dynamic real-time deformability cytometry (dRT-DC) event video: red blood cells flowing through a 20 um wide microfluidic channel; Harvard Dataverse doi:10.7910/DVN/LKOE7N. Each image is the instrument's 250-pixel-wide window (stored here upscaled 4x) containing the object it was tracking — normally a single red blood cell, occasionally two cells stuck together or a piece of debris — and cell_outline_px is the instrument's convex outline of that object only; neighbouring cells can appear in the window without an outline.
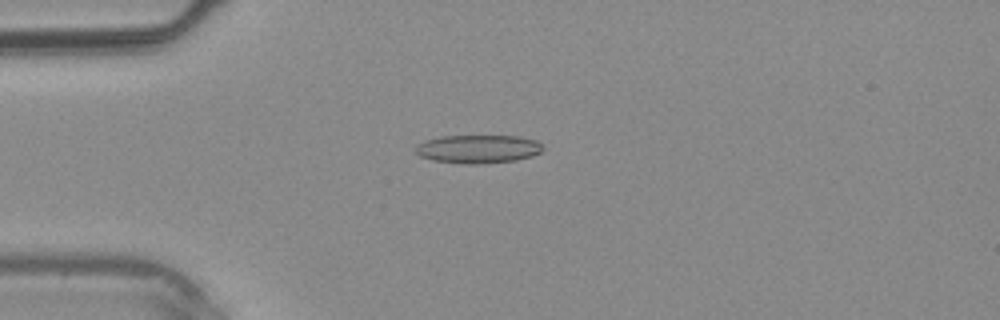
{"species": "common noctule bat (a hibernating species)", "species_latin": "Nyctalus noctula", "temperature_condition": "warm", "stored_images_in_passage": 4, "camera_frame_rate_fps": 3000, "um_per_image_px": 0.085, "animal": {"sex": "male", "body_mass_g": 20.4}, "frame": {"image": 1, "passage_image": 3, "time_ms": 2.333, "image_size_px": [1000, 320], "cell_outline_px": [[544, 148], [540, 152], [532, 156], [516, 160], [480, 164], [464, 164], [432, 160], [420, 156], [416, 152], [416, 144], [424, 140], [440, 136], [520, 136], [536, 140]], "centroid_in_image_um": [40.62, 12.66], "position_along_channel_um": 44.4, "area_um2": 21.15}}
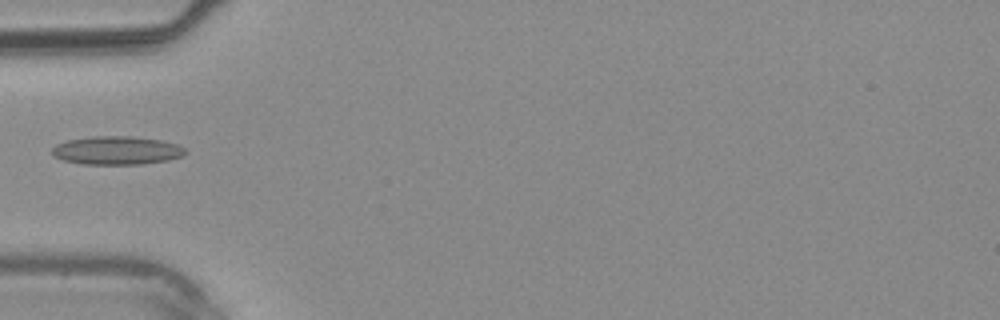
{"frame": {"image": 2, "passage_image": 4, "time_ms": 3.333, "image_size_px": [1000, 320], "cell_outline_px": [[188, 152], [184, 156], [168, 160], [144, 164], [80, 164], [64, 160], [52, 156], [52, 148], [56, 144], [68, 140], [92, 136], [132, 136], [160, 140], [176, 144], [184, 148]], "centroid_in_image_um": [9.93, 12.79], "position_along_channel_um": 75.1, "area_um2": 22.2}}